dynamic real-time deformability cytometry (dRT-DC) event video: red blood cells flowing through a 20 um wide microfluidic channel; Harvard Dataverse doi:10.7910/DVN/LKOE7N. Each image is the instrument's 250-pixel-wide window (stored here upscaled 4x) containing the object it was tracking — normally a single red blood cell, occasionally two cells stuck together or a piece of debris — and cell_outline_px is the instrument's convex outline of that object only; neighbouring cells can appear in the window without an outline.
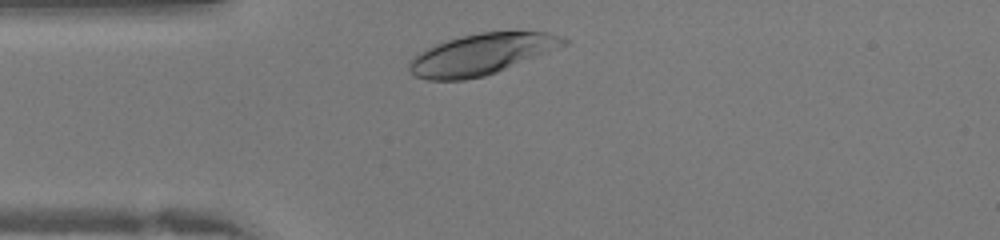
{"species": "human", "species_latin": "Homo sapiens", "temperature_condition": "warm", "stored_images_in_passage": 25, "camera_frame_rate_fps": 3000, "um_per_image_px": 0.085, "donor": {"sex": "female"}, "frame": {"image": 1, "passage_image": 2, "time_ms": 0.333, "image_size_px": [1000, 240], "cell_outline_px": [[568, 44], [496, 72], [484, 76], [464, 80], [428, 80], [412, 76], [408, 68], [408, 64], [412, 56], [436, 44], [460, 36], [480, 32], [544, 32], [564, 36], [568, 40]], "centroid_in_image_um": [40.89, 4.62], "position_along_channel_um": 44.1, "area_um2": 36.7}}
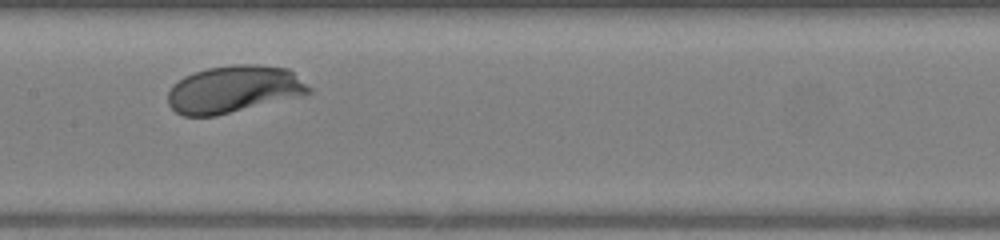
{"frame": {"image": 2, "passage_image": 12, "time_ms": 3.667, "image_size_px": [1000, 240], "cell_outline_px": [[312, 92], [300, 96], [216, 116], [184, 116], [176, 112], [168, 104], [168, 92], [172, 84], [184, 76], [192, 72], [208, 68], [236, 64], [256, 64], [288, 68], [312, 88]], "centroid_in_image_um": [19.86, 7.58], "position_along_channel_um": 187.5, "area_um2": 38.9}}
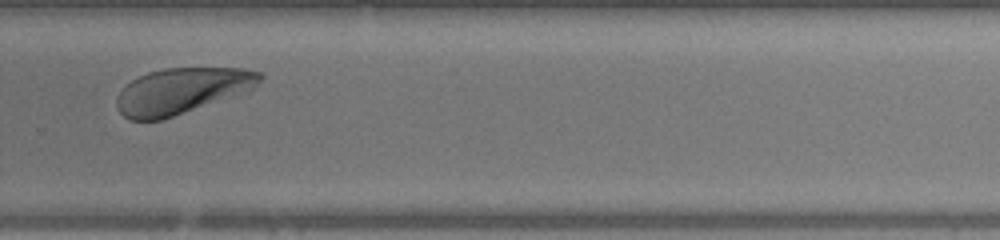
{"frame": {"image": 3, "passage_image": 20, "time_ms": 6.333, "image_size_px": [1000, 240], "cell_outline_px": [[264, 76], [248, 92], [160, 120], [128, 120], [120, 112], [116, 104], [116, 100], [124, 84], [148, 72], [164, 68], [244, 68], [260, 72]], "centroid_in_image_um": [15.45, 7.72], "position_along_channel_um": 314.4, "area_um2": 38.21}}